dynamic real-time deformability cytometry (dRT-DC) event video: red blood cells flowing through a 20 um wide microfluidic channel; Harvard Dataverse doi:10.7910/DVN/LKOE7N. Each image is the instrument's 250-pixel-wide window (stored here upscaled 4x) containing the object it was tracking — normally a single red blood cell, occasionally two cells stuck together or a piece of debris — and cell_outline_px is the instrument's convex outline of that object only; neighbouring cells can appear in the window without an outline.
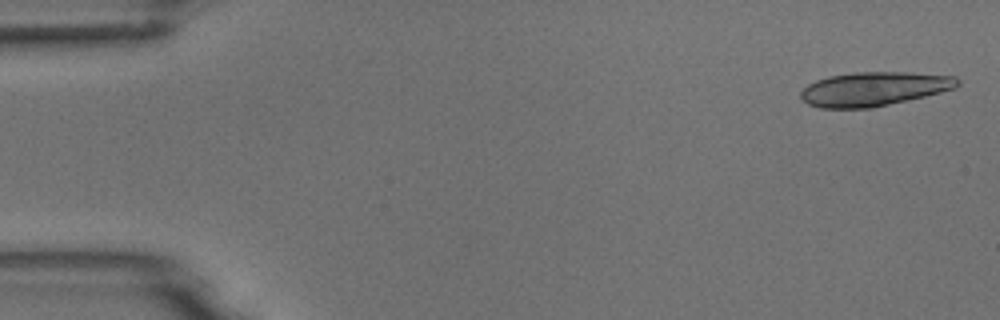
{"species": "common noctule bat (a hibernating species)", "species_latin": "Nyctalus noctula", "temperature_condition": "room temperature", "stored_images_in_passage": 4, "camera_frame_rate_fps": 3000, "um_per_image_px": 0.085, "animal": {"sex": "male", "body_mass_g": 18.8}, "frame": {"image": 1, "passage_image": 1, "time_ms": 0.0, "image_size_px": [1000, 320], "cell_outline_px": [[960, 84], [956, 88], [924, 96], [872, 108], [820, 108], [808, 104], [800, 96], [800, 92], [808, 84], [816, 80], [828, 76], [852, 72], [908, 72], [956, 76], [960, 80]], "centroid_in_image_um": [74.29, 7.55], "position_along_channel_um": 10.7, "area_um2": 31.15}}